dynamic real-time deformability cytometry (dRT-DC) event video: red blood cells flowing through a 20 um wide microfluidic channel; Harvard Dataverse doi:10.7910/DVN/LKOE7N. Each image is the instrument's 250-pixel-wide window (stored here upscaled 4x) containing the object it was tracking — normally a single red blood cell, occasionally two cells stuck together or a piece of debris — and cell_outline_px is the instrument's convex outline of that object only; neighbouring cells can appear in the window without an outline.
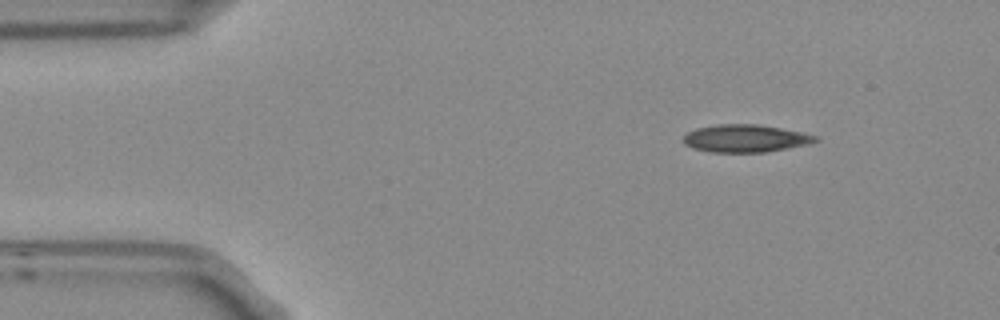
{"species": "Egyptian fruit bat (a non-hibernating species)", "species_latin": "Rousettus aegyptiacus", "temperature_condition": "room temperature", "stored_images_in_passage": 3, "camera_frame_rate_fps": 3000, "um_per_image_px": 0.085, "frame": {"image": 1, "passage_image": 1, "time_ms": 0.0, "image_size_px": [1000, 320], "cell_outline_px": [[820, 140], [804, 144], [768, 152], [712, 152], [692, 148], [684, 144], [684, 136], [688, 132], [696, 128], [716, 124], [756, 124], [780, 128], [800, 132], [816, 136]], "centroid_in_image_um": [63.3, 11.76], "position_along_channel_um": 21.7, "area_um2": 20.98}}